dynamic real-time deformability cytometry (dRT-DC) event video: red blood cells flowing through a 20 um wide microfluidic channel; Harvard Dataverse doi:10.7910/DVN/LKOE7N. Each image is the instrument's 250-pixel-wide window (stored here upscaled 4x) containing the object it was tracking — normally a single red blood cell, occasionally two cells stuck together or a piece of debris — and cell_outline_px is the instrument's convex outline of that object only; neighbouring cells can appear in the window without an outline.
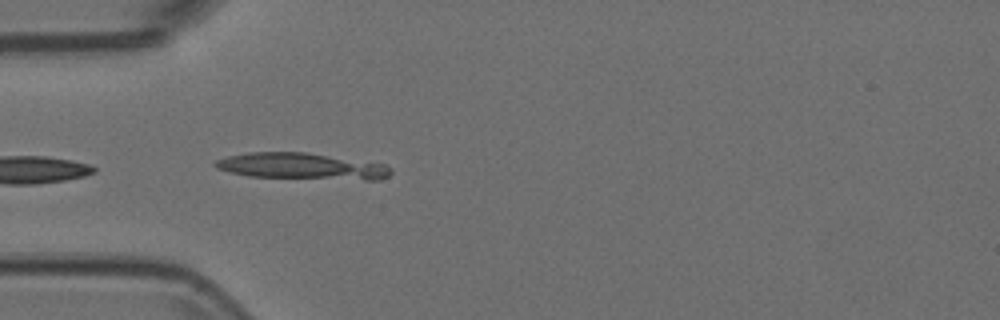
{"species": "Egyptian fruit bat (a non-hibernating species)", "species_latin": "Rousettus aegyptiacus", "temperature_condition": "room temperature", "stored_images_in_passage": 40, "camera_frame_rate_fps": 3000, "um_per_image_px": 0.085, "animal": {"sex": "female"}, "frame": {"image": 1, "passage_image": 1, "time_ms": 0.0, "image_size_px": [1000, 320], "cell_outline_px": [[392, 172], [388, 176], [380, 180], [364, 180], [248, 176], [228, 172], [216, 168], [212, 164], [216, 160], [228, 156], [248, 152], [304, 152], [384, 164], [392, 168]], "centroid_in_image_um": [25.63, 14.13], "position_along_channel_um": 59.4, "area_um2": 26.93}}